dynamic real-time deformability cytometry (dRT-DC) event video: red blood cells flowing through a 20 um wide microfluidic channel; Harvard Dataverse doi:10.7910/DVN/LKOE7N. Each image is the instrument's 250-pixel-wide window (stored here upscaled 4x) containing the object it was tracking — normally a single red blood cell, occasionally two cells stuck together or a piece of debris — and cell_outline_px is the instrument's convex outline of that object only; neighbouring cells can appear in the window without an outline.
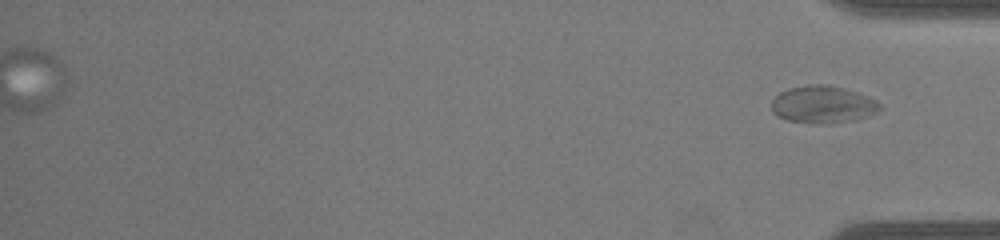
{"species": "common noctule bat (a hibernating species)", "species_latin": "Nyctalus noctula", "temperature_condition": "warm", "stored_images_in_passage": 35, "segment_of_instrument_passage": [2, 2], "camera_frame_rate_fps": 3000, "um_per_image_px": 0.085, "animal": {"sex": "male", "body_mass_g": 19.0, "forearm_length_mm": 50.8}, "frame": {"image": 1, "passage_image": 35, "time_ms": 11.333, "image_size_px": [1000, 240], "cell_outline_px": [[884, 108], [880, 112], [852, 120], [824, 124], [812, 124], [784, 120], [776, 116], [772, 112], [772, 100], [780, 92], [788, 88], [812, 84], [824, 84], [844, 88], [868, 96], [876, 100]], "centroid_in_image_um": [69.94, 8.89], "position_along_channel_um": 365.3, "area_um2": 23.87}}